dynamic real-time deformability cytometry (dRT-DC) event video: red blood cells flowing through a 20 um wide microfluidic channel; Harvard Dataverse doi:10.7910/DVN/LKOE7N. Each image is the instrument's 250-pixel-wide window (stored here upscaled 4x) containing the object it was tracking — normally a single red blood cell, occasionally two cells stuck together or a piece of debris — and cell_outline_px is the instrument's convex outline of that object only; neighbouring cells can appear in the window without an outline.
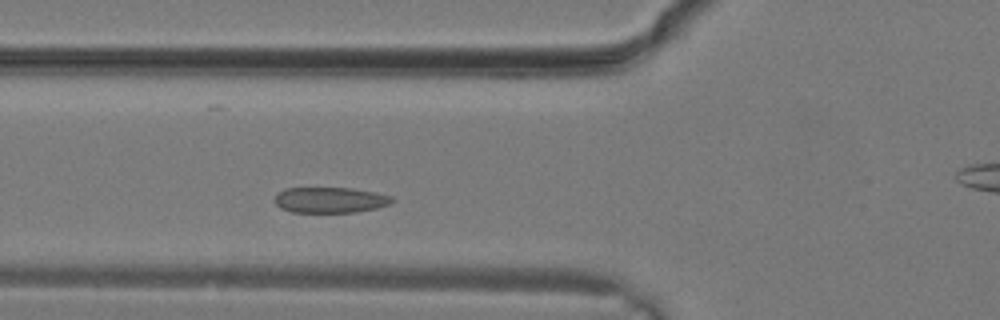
{"species": "common noctule bat (a hibernating species)", "species_latin": "Nyctalus noctula", "temperature_condition": "warm", "stored_images_in_passage": 5, "camera_frame_rate_fps": 3000, "um_per_image_px": 0.085, "animal": {"sex": "male", "body_mass_g": 19.2, "forearm_length_mm": 51.8}, "frame": {"image": 1, "passage_image": 5, "time_ms": 1.333, "image_size_px": [1000, 320], "cell_outline_px": [[396, 200], [388, 204], [376, 208], [352, 212], [292, 212], [280, 208], [272, 200], [284, 188], [352, 188], [392, 196]], "centroid_in_image_um": [28.03, 17.0], "position_along_channel_um": 97.8, "area_um2": 17.46}}